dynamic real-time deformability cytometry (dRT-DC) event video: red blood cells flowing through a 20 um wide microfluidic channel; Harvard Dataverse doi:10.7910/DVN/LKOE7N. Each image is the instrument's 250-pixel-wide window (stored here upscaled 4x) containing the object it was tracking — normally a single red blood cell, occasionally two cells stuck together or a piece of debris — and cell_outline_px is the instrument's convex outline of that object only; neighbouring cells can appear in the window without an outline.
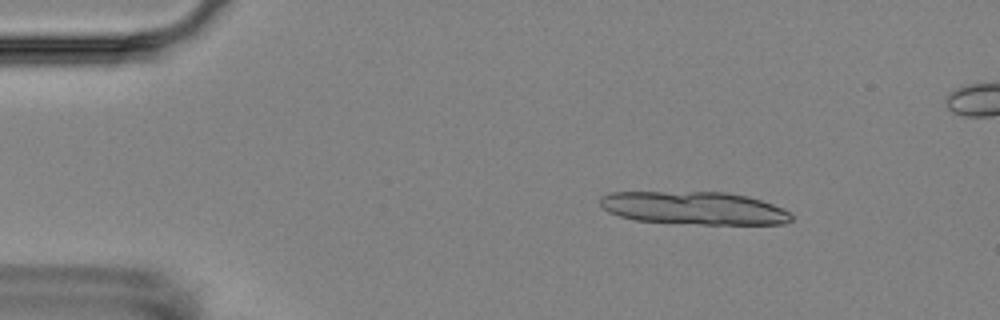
{"species": "Egyptian fruit bat (a non-hibernating species)", "species_latin": "Rousettus aegyptiacus", "temperature_condition": "room temperature", "stored_images_in_passage": 5, "camera_frame_rate_fps": 3000, "um_per_image_px": 0.085, "animal": {"sex": "female"}, "frame": {"image": 1, "passage_image": 2, "time_ms": 1.0, "image_size_px": [1000, 320], "cell_outline_px": [[792, 220], [784, 224], [704, 224], [636, 220], [620, 216], [608, 212], [600, 204], [600, 196], [608, 192], [728, 192], [748, 196], [784, 208], [792, 212]], "centroid_in_image_um": [59.02, 17.68], "position_along_channel_um": 26.0, "area_um2": 36.76}}